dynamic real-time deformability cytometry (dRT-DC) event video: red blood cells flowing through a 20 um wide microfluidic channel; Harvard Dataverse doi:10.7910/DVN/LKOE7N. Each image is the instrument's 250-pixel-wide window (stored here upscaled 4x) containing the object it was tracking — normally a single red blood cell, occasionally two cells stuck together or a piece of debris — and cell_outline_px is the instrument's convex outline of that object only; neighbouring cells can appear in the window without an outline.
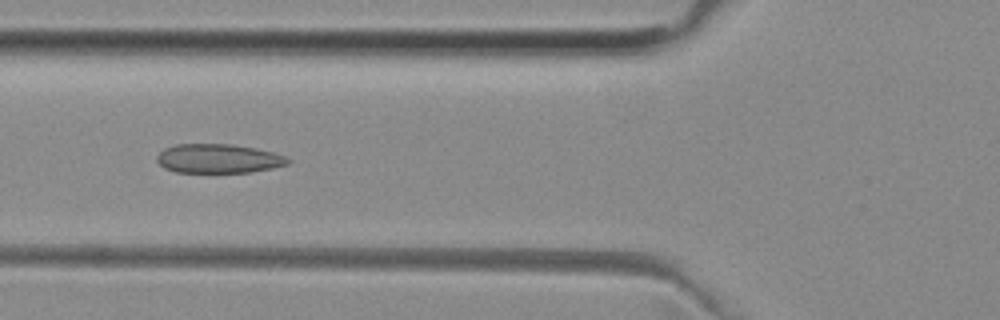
{"species": "common noctule bat (a hibernating species)", "species_latin": "Nyctalus noctula", "temperature_condition": "room temperature", "stored_images_in_passage": 39, "camera_frame_rate_fps": 3000, "um_per_image_px": 0.085, "animal": {"sex": "female", "body_mass_g": 29.2, "forearm_length_mm": 56.3}, "frame": {"image": 1, "passage_image": 9, "time_ms": 2.667, "image_size_px": [1000, 320], "cell_outline_px": [[292, 160], [288, 164], [272, 168], [248, 172], [176, 172], [164, 168], [156, 160], [156, 156], [164, 148], [176, 144], [232, 144], [256, 148], [272, 152], [284, 156]], "centroid_in_image_um": [18.55, 13.47], "position_along_channel_um": 107.3, "area_um2": 22.2}}
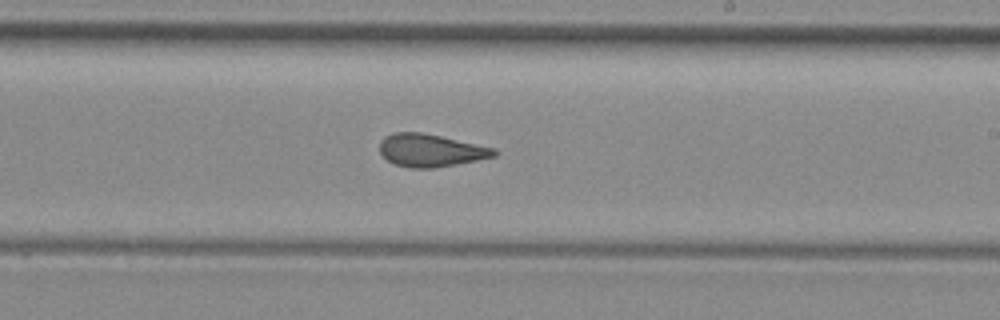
{"frame": {"image": 2, "passage_image": 20, "time_ms": 6.333, "image_size_px": [1000, 320], "cell_outline_px": [[500, 152], [496, 156], [456, 164], [432, 168], [408, 168], [392, 164], [380, 152], [380, 140], [384, 136], [396, 132], [420, 132], [440, 136], [496, 148]], "centroid_in_image_um": [36.6, 12.78], "position_along_channel_um": 252.4, "area_um2": 21.85}}
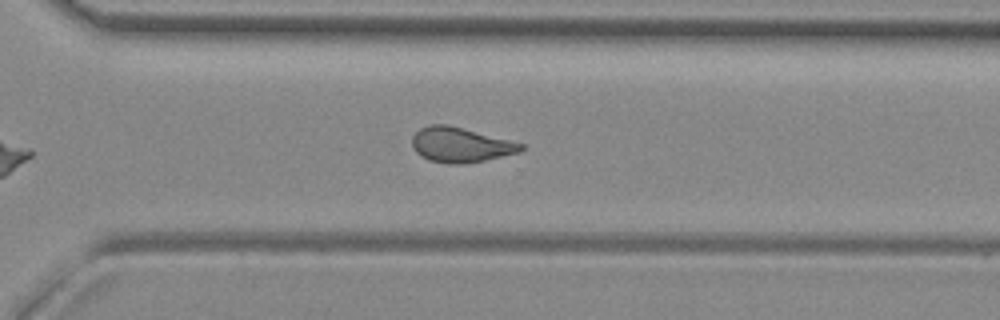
{"frame": {"image": 3, "passage_image": 26, "time_ms": 8.333, "image_size_px": [1000, 320], "cell_outline_px": [[524, 148], [520, 152], [484, 160], [464, 164], [448, 164], [428, 160], [416, 152], [412, 148], [412, 136], [420, 128], [428, 124], [448, 124], [524, 144]], "centroid_in_image_um": [39.1, 12.31], "position_along_channel_um": 331.5, "area_um2": 22.14}, "authors_computed_cell_mechanics": {"area_um2": 22.1374, "velocity_mm_per_s": 3.96, "shape_relaxation_time_tau1_ms": null, "shape_relaxation_time_tau2_ms": 1.4504, "deformation_change_tau1": null, "deformation_change_tau2": 0.0669}}